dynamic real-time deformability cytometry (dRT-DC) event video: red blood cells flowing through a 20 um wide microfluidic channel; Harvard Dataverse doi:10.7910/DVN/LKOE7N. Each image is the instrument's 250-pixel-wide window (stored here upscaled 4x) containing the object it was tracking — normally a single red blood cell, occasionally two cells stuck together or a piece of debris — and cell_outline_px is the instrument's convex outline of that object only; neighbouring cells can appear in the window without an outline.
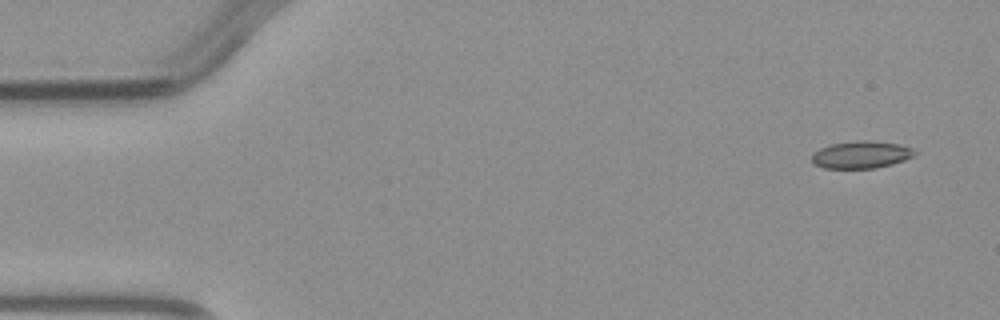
{"species": "common noctule bat (a hibernating species)", "species_latin": "Nyctalus noctula", "temperature_condition": "warm", "stored_images_in_passage": 4, "camera_frame_rate_fps": 3000, "um_per_image_px": 0.085, "animal": {"sex": "male", "body_mass_g": 23.1, "forearm_length_mm": 52.7}, "frame": {"image": 1, "passage_image": 1, "time_ms": 0.0, "image_size_px": [1000, 320], "cell_outline_px": [[916, 152], [912, 156], [904, 160], [892, 164], [876, 168], [824, 168], [812, 164], [812, 156], [820, 148], [832, 144], [860, 140], [868, 140], [900, 144], [912, 148]], "centroid_in_image_um": [73.2, 13.15], "position_along_channel_um": 11.8, "area_um2": 16.24}}
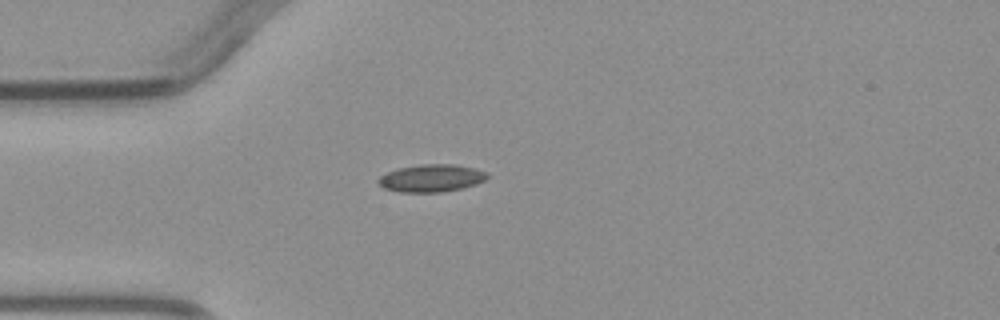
{"frame": {"image": 2, "passage_image": 4, "time_ms": 3.333, "image_size_px": [1000, 320], "cell_outline_px": [[488, 176], [484, 180], [476, 184], [460, 188], [440, 192], [400, 192], [384, 188], [376, 180], [380, 176], [388, 172], [400, 168], [420, 164], [456, 164], [488, 172]], "centroid_in_image_um": [36.66, 15.14], "position_along_channel_um": 48.3, "area_um2": 17.28}}